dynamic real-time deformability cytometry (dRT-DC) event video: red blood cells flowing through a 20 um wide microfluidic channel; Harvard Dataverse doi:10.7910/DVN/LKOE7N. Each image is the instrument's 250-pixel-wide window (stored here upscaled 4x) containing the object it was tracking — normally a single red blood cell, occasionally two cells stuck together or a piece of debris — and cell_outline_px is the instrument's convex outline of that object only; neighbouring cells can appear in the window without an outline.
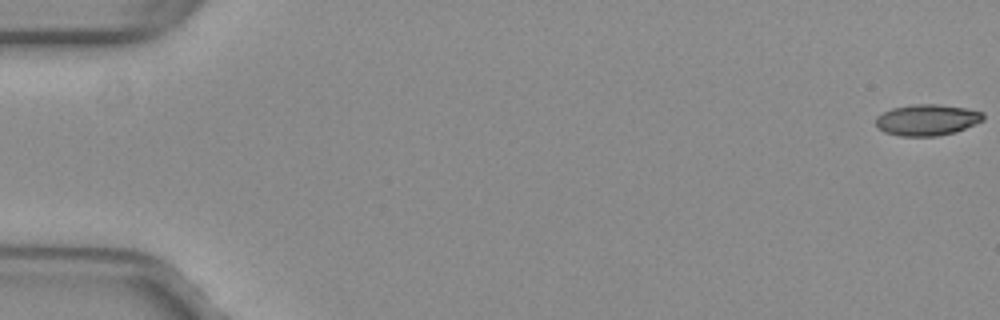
{"species": "common noctule bat (a hibernating species)", "species_latin": "Nyctalus noctula", "temperature_condition": "warm", "stored_images_in_passage": 53, "camera_frame_rate_fps": 3000, "um_per_image_px": 0.085, "animal": {"sex": "female", "body_mass_g": 29.2, "forearm_length_mm": 56.3}, "frame": {"image": 1, "passage_image": 1, "time_ms": 0.0, "image_size_px": [1000, 320], "cell_outline_px": [[984, 120], [956, 132], [936, 136], [900, 136], [884, 132], [876, 128], [876, 116], [892, 108], [912, 104], [936, 104], [964, 108], [984, 112]], "centroid_in_image_um": [78.78, 10.2], "position_along_channel_um": 6.2, "area_um2": 19.59}}
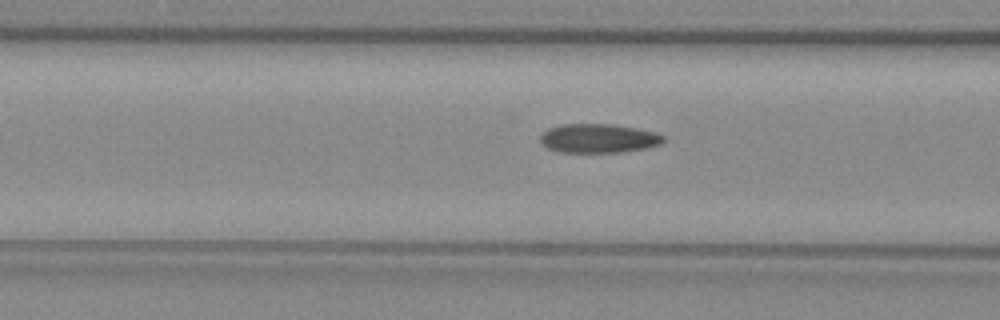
{"frame": {"image": 2, "passage_image": 22, "time_ms": 7.0, "image_size_px": [1000, 320], "cell_outline_px": [[664, 140], [660, 144], [644, 148], [624, 152], [560, 152], [548, 148], [540, 140], [540, 136], [548, 128], [564, 124], [612, 124], [636, 128], [656, 132], [664, 136]], "centroid_in_image_um": [50.88, 11.75], "position_along_channel_um": 115.7, "area_um2": 20.69}}
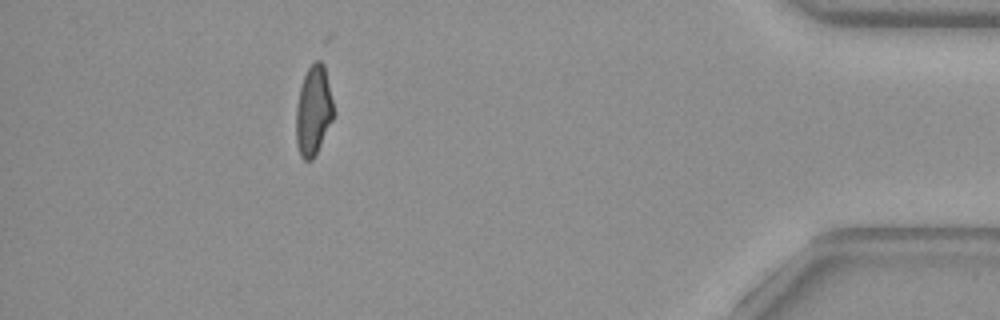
{"frame": {"image": 3, "passage_image": 48, "time_ms": 15.667, "image_size_px": [1000, 320], "cell_outline_px": [[332, 120], [312, 160], [304, 160], [300, 156], [296, 144], [296, 108], [300, 84], [308, 68], [316, 60], [320, 60], [324, 64], [332, 100]], "centroid_in_image_um": [26.6, 9.39], "position_along_channel_um": 408.6, "area_um2": 19.25}, "authors_computed_cell_mechanics": {"area_um2": 20.6924, "velocity_mm_per_s": 4.0119, "shape_relaxation_time_tau1_ms": null, "shape_relaxation_time_tau2_ms": 2.2289, "deformation_change_tau1": null, "deformation_change_tau2": 0.097}}